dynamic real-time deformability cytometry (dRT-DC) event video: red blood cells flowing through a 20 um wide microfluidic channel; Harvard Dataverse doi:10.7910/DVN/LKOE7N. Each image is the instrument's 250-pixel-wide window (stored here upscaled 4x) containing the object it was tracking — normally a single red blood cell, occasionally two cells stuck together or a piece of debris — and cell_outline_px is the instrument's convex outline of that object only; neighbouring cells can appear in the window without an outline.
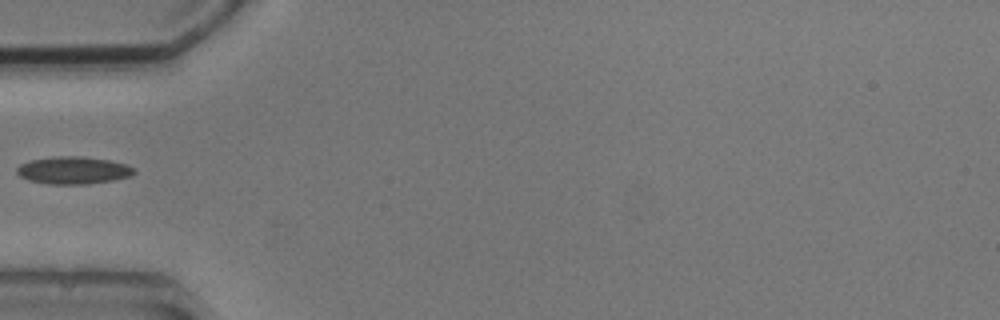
{"species": "common noctule bat (a hibernating species)", "species_latin": "Nyctalus noctula", "temperature_condition": "cold", "stored_images_in_passage": 3, "camera_frame_rate_fps": 3000, "um_per_image_px": 0.085, "animal": {"sex": "male", "body_mass_g": 20.5, "forearm_length_mm": 52.5}, "frame": {"image": 1, "passage_image": 2, "time_ms": 1.333, "image_size_px": [1000, 320], "cell_outline_px": [[136, 172], [132, 176], [112, 180], [84, 184], [48, 184], [28, 180], [20, 176], [16, 172], [16, 168], [20, 164], [32, 160], [56, 156], [80, 156], [108, 160], [128, 164], [136, 168]], "centroid_in_image_um": [6.26, 14.47], "position_along_channel_um": 78.7, "area_um2": 18.79}}